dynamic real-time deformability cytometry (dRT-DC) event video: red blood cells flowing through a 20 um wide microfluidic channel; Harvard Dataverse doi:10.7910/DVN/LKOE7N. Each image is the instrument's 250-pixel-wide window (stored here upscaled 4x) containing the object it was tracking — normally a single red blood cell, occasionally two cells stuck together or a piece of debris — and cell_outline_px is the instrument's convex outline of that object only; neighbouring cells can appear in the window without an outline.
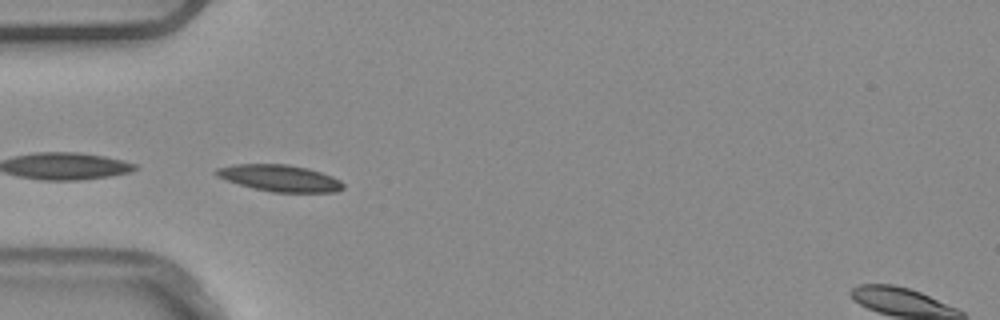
{"species": "common noctule bat (a hibernating species)", "species_latin": "Nyctalus noctula", "temperature_condition": "warm", "stored_images_in_passage": 8, "camera_frame_rate_fps": 3000, "um_per_image_px": 0.085, "animal": {"sex": "male", "body_mass_g": 20.4}, "frame": {"image": 1, "passage_image": 5, "time_ms": 1.333, "image_size_px": [1000, 320], "cell_outline_px": [[344, 188], [336, 192], [272, 192], [252, 188], [216, 176], [212, 172], [216, 168], [232, 164], [288, 164], [308, 168], [332, 176], [340, 180], [344, 184]], "centroid_in_image_um": [23.77, 15.13], "position_along_channel_um": 61.2, "area_um2": 19.77}}